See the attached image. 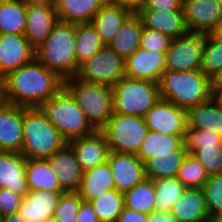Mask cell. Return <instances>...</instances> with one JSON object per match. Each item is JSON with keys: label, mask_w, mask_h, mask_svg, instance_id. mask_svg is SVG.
I'll list each match as a JSON object with an SVG mask.
<instances>
[{"label": "cell", "mask_w": 222, "mask_h": 222, "mask_svg": "<svg viewBox=\"0 0 222 222\" xmlns=\"http://www.w3.org/2000/svg\"><path fill=\"white\" fill-rule=\"evenodd\" d=\"M64 87V79L36 59L2 79L3 101L16 106L41 107Z\"/></svg>", "instance_id": "cell-1"}, {"label": "cell", "mask_w": 222, "mask_h": 222, "mask_svg": "<svg viewBox=\"0 0 222 222\" xmlns=\"http://www.w3.org/2000/svg\"><path fill=\"white\" fill-rule=\"evenodd\" d=\"M160 97L186 111L208 101L212 80L200 70H165L159 80Z\"/></svg>", "instance_id": "cell-2"}, {"label": "cell", "mask_w": 222, "mask_h": 222, "mask_svg": "<svg viewBox=\"0 0 222 222\" xmlns=\"http://www.w3.org/2000/svg\"><path fill=\"white\" fill-rule=\"evenodd\" d=\"M75 24L58 22L35 49V59L62 79L75 77L79 66L75 55Z\"/></svg>", "instance_id": "cell-3"}, {"label": "cell", "mask_w": 222, "mask_h": 222, "mask_svg": "<svg viewBox=\"0 0 222 222\" xmlns=\"http://www.w3.org/2000/svg\"><path fill=\"white\" fill-rule=\"evenodd\" d=\"M23 146L27 159H47L67 142L40 107H23Z\"/></svg>", "instance_id": "cell-4"}, {"label": "cell", "mask_w": 222, "mask_h": 222, "mask_svg": "<svg viewBox=\"0 0 222 222\" xmlns=\"http://www.w3.org/2000/svg\"><path fill=\"white\" fill-rule=\"evenodd\" d=\"M40 108L67 143L96 131L75 98L65 87L50 97Z\"/></svg>", "instance_id": "cell-5"}, {"label": "cell", "mask_w": 222, "mask_h": 222, "mask_svg": "<svg viewBox=\"0 0 222 222\" xmlns=\"http://www.w3.org/2000/svg\"><path fill=\"white\" fill-rule=\"evenodd\" d=\"M64 87L75 98L92 127L100 131L114 114L112 87L84 82L76 77L65 79Z\"/></svg>", "instance_id": "cell-6"}, {"label": "cell", "mask_w": 222, "mask_h": 222, "mask_svg": "<svg viewBox=\"0 0 222 222\" xmlns=\"http://www.w3.org/2000/svg\"><path fill=\"white\" fill-rule=\"evenodd\" d=\"M113 89L114 113L144 117L160 97L159 83L124 76Z\"/></svg>", "instance_id": "cell-7"}, {"label": "cell", "mask_w": 222, "mask_h": 222, "mask_svg": "<svg viewBox=\"0 0 222 222\" xmlns=\"http://www.w3.org/2000/svg\"><path fill=\"white\" fill-rule=\"evenodd\" d=\"M100 131L110 151L137 155L149 130L144 117L114 113Z\"/></svg>", "instance_id": "cell-8"}, {"label": "cell", "mask_w": 222, "mask_h": 222, "mask_svg": "<svg viewBox=\"0 0 222 222\" xmlns=\"http://www.w3.org/2000/svg\"><path fill=\"white\" fill-rule=\"evenodd\" d=\"M125 76V60L105 45L79 65L77 79L88 83L113 86Z\"/></svg>", "instance_id": "cell-9"}, {"label": "cell", "mask_w": 222, "mask_h": 222, "mask_svg": "<svg viewBox=\"0 0 222 222\" xmlns=\"http://www.w3.org/2000/svg\"><path fill=\"white\" fill-rule=\"evenodd\" d=\"M205 34L188 32L172 39L166 51L165 70L192 71L202 68Z\"/></svg>", "instance_id": "cell-10"}, {"label": "cell", "mask_w": 222, "mask_h": 222, "mask_svg": "<svg viewBox=\"0 0 222 222\" xmlns=\"http://www.w3.org/2000/svg\"><path fill=\"white\" fill-rule=\"evenodd\" d=\"M149 131L171 135H185L188 121L187 111L160 98L144 116Z\"/></svg>", "instance_id": "cell-11"}, {"label": "cell", "mask_w": 222, "mask_h": 222, "mask_svg": "<svg viewBox=\"0 0 222 222\" xmlns=\"http://www.w3.org/2000/svg\"><path fill=\"white\" fill-rule=\"evenodd\" d=\"M182 8L189 32L209 34L222 22L218 0H183Z\"/></svg>", "instance_id": "cell-12"}, {"label": "cell", "mask_w": 222, "mask_h": 222, "mask_svg": "<svg viewBox=\"0 0 222 222\" xmlns=\"http://www.w3.org/2000/svg\"><path fill=\"white\" fill-rule=\"evenodd\" d=\"M35 59V48L24 35L0 34V79Z\"/></svg>", "instance_id": "cell-13"}, {"label": "cell", "mask_w": 222, "mask_h": 222, "mask_svg": "<svg viewBox=\"0 0 222 222\" xmlns=\"http://www.w3.org/2000/svg\"><path fill=\"white\" fill-rule=\"evenodd\" d=\"M107 161L119 192L124 193L146 179L145 163L137 155L110 151Z\"/></svg>", "instance_id": "cell-14"}, {"label": "cell", "mask_w": 222, "mask_h": 222, "mask_svg": "<svg viewBox=\"0 0 222 222\" xmlns=\"http://www.w3.org/2000/svg\"><path fill=\"white\" fill-rule=\"evenodd\" d=\"M166 52L138 48L125 60V76L158 83L165 71Z\"/></svg>", "instance_id": "cell-15"}, {"label": "cell", "mask_w": 222, "mask_h": 222, "mask_svg": "<svg viewBox=\"0 0 222 222\" xmlns=\"http://www.w3.org/2000/svg\"><path fill=\"white\" fill-rule=\"evenodd\" d=\"M64 192H78L83 171L71 146L67 143L47 158Z\"/></svg>", "instance_id": "cell-16"}, {"label": "cell", "mask_w": 222, "mask_h": 222, "mask_svg": "<svg viewBox=\"0 0 222 222\" xmlns=\"http://www.w3.org/2000/svg\"><path fill=\"white\" fill-rule=\"evenodd\" d=\"M23 107L0 103V151L21 153Z\"/></svg>", "instance_id": "cell-17"}, {"label": "cell", "mask_w": 222, "mask_h": 222, "mask_svg": "<svg viewBox=\"0 0 222 222\" xmlns=\"http://www.w3.org/2000/svg\"><path fill=\"white\" fill-rule=\"evenodd\" d=\"M68 144L74 151L83 173L106 162L110 152L106 138L101 131L74 139Z\"/></svg>", "instance_id": "cell-18"}, {"label": "cell", "mask_w": 222, "mask_h": 222, "mask_svg": "<svg viewBox=\"0 0 222 222\" xmlns=\"http://www.w3.org/2000/svg\"><path fill=\"white\" fill-rule=\"evenodd\" d=\"M59 22L56 9L48 5H27L24 36L36 49Z\"/></svg>", "instance_id": "cell-19"}, {"label": "cell", "mask_w": 222, "mask_h": 222, "mask_svg": "<svg viewBox=\"0 0 222 222\" xmlns=\"http://www.w3.org/2000/svg\"><path fill=\"white\" fill-rule=\"evenodd\" d=\"M64 192L29 191L22 197L18 213L27 222H48L53 219L56 206Z\"/></svg>", "instance_id": "cell-20"}, {"label": "cell", "mask_w": 222, "mask_h": 222, "mask_svg": "<svg viewBox=\"0 0 222 222\" xmlns=\"http://www.w3.org/2000/svg\"><path fill=\"white\" fill-rule=\"evenodd\" d=\"M27 158L21 153L0 151V188H6L20 196L29 192L26 180Z\"/></svg>", "instance_id": "cell-21"}, {"label": "cell", "mask_w": 222, "mask_h": 222, "mask_svg": "<svg viewBox=\"0 0 222 222\" xmlns=\"http://www.w3.org/2000/svg\"><path fill=\"white\" fill-rule=\"evenodd\" d=\"M137 14L144 28L159 31L172 39L189 32L183 10H139Z\"/></svg>", "instance_id": "cell-22"}, {"label": "cell", "mask_w": 222, "mask_h": 222, "mask_svg": "<svg viewBox=\"0 0 222 222\" xmlns=\"http://www.w3.org/2000/svg\"><path fill=\"white\" fill-rule=\"evenodd\" d=\"M170 212L177 222L211 221L201 188H187Z\"/></svg>", "instance_id": "cell-23"}, {"label": "cell", "mask_w": 222, "mask_h": 222, "mask_svg": "<svg viewBox=\"0 0 222 222\" xmlns=\"http://www.w3.org/2000/svg\"><path fill=\"white\" fill-rule=\"evenodd\" d=\"M131 14L127 8L105 3L90 23L99 34L102 43L108 46Z\"/></svg>", "instance_id": "cell-24"}, {"label": "cell", "mask_w": 222, "mask_h": 222, "mask_svg": "<svg viewBox=\"0 0 222 222\" xmlns=\"http://www.w3.org/2000/svg\"><path fill=\"white\" fill-rule=\"evenodd\" d=\"M105 3V0H58L55 9L60 22L84 24L90 23Z\"/></svg>", "instance_id": "cell-25"}, {"label": "cell", "mask_w": 222, "mask_h": 222, "mask_svg": "<svg viewBox=\"0 0 222 222\" xmlns=\"http://www.w3.org/2000/svg\"><path fill=\"white\" fill-rule=\"evenodd\" d=\"M111 189H115L114 179L106 161L83 173L78 193L83 201L90 202Z\"/></svg>", "instance_id": "cell-26"}, {"label": "cell", "mask_w": 222, "mask_h": 222, "mask_svg": "<svg viewBox=\"0 0 222 222\" xmlns=\"http://www.w3.org/2000/svg\"><path fill=\"white\" fill-rule=\"evenodd\" d=\"M142 31L143 23L140 16L132 13L108 46L126 60L140 47Z\"/></svg>", "instance_id": "cell-27"}, {"label": "cell", "mask_w": 222, "mask_h": 222, "mask_svg": "<svg viewBox=\"0 0 222 222\" xmlns=\"http://www.w3.org/2000/svg\"><path fill=\"white\" fill-rule=\"evenodd\" d=\"M188 128L209 131L222 136V108L210 98L187 111Z\"/></svg>", "instance_id": "cell-28"}, {"label": "cell", "mask_w": 222, "mask_h": 222, "mask_svg": "<svg viewBox=\"0 0 222 222\" xmlns=\"http://www.w3.org/2000/svg\"><path fill=\"white\" fill-rule=\"evenodd\" d=\"M184 136L148 131L137 156L145 163L155 154H173V150H186Z\"/></svg>", "instance_id": "cell-29"}, {"label": "cell", "mask_w": 222, "mask_h": 222, "mask_svg": "<svg viewBox=\"0 0 222 222\" xmlns=\"http://www.w3.org/2000/svg\"><path fill=\"white\" fill-rule=\"evenodd\" d=\"M25 174L29 191L64 192L47 159H27Z\"/></svg>", "instance_id": "cell-30"}, {"label": "cell", "mask_w": 222, "mask_h": 222, "mask_svg": "<svg viewBox=\"0 0 222 222\" xmlns=\"http://www.w3.org/2000/svg\"><path fill=\"white\" fill-rule=\"evenodd\" d=\"M187 150H173V154H155L145 162L146 178L151 180L176 177Z\"/></svg>", "instance_id": "cell-31"}, {"label": "cell", "mask_w": 222, "mask_h": 222, "mask_svg": "<svg viewBox=\"0 0 222 222\" xmlns=\"http://www.w3.org/2000/svg\"><path fill=\"white\" fill-rule=\"evenodd\" d=\"M27 5L20 0H0V34L24 35Z\"/></svg>", "instance_id": "cell-32"}, {"label": "cell", "mask_w": 222, "mask_h": 222, "mask_svg": "<svg viewBox=\"0 0 222 222\" xmlns=\"http://www.w3.org/2000/svg\"><path fill=\"white\" fill-rule=\"evenodd\" d=\"M124 194V207L150 214L155 211V187L151 179H144Z\"/></svg>", "instance_id": "cell-33"}, {"label": "cell", "mask_w": 222, "mask_h": 222, "mask_svg": "<svg viewBox=\"0 0 222 222\" xmlns=\"http://www.w3.org/2000/svg\"><path fill=\"white\" fill-rule=\"evenodd\" d=\"M75 38V55L78 66L105 46L91 23L75 24Z\"/></svg>", "instance_id": "cell-34"}, {"label": "cell", "mask_w": 222, "mask_h": 222, "mask_svg": "<svg viewBox=\"0 0 222 222\" xmlns=\"http://www.w3.org/2000/svg\"><path fill=\"white\" fill-rule=\"evenodd\" d=\"M155 187V210L170 212L177 199L187 189L177 177L153 180Z\"/></svg>", "instance_id": "cell-35"}, {"label": "cell", "mask_w": 222, "mask_h": 222, "mask_svg": "<svg viewBox=\"0 0 222 222\" xmlns=\"http://www.w3.org/2000/svg\"><path fill=\"white\" fill-rule=\"evenodd\" d=\"M90 203L100 222H116L124 208V194L111 189Z\"/></svg>", "instance_id": "cell-36"}, {"label": "cell", "mask_w": 222, "mask_h": 222, "mask_svg": "<svg viewBox=\"0 0 222 222\" xmlns=\"http://www.w3.org/2000/svg\"><path fill=\"white\" fill-rule=\"evenodd\" d=\"M176 177L186 188H202L209 175L194 155L187 154Z\"/></svg>", "instance_id": "cell-37"}, {"label": "cell", "mask_w": 222, "mask_h": 222, "mask_svg": "<svg viewBox=\"0 0 222 222\" xmlns=\"http://www.w3.org/2000/svg\"><path fill=\"white\" fill-rule=\"evenodd\" d=\"M222 69V42L205 34L201 70L213 80Z\"/></svg>", "instance_id": "cell-38"}, {"label": "cell", "mask_w": 222, "mask_h": 222, "mask_svg": "<svg viewBox=\"0 0 222 222\" xmlns=\"http://www.w3.org/2000/svg\"><path fill=\"white\" fill-rule=\"evenodd\" d=\"M184 146L187 154L193 155L201 147L222 146V136L209 131L187 127L184 136Z\"/></svg>", "instance_id": "cell-39"}, {"label": "cell", "mask_w": 222, "mask_h": 222, "mask_svg": "<svg viewBox=\"0 0 222 222\" xmlns=\"http://www.w3.org/2000/svg\"><path fill=\"white\" fill-rule=\"evenodd\" d=\"M82 201L78 192H64L55 208L53 219L57 222H75Z\"/></svg>", "instance_id": "cell-40"}, {"label": "cell", "mask_w": 222, "mask_h": 222, "mask_svg": "<svg viewBox=\"0 0 222 222\" xmlns=\"http://www.w3.org/2000/svg\"><path fill=\"white\" fill-rule=\"evenodd\" d=\"M210 218L222 210V174L210 175L201 188Z\"/></svg>", "instance_id": "cell-41"}, {"label": "cell", "mask_w": 222, "mask_h": 222, "mask_svg": "<svg viewBox=\"0 0 222 222\" xmlns=\"http://www.w3.org/2000/svg\"><path fill=\"white\" fill-rule=\"evenodd\" d=\"M207 174H222V146L201 147L193 154Z\"/></svg>", "instance_id": "cell-42"}, {"label": "cell", "mask_w": 222, "mask_h": 222, "mask_svg": "<svg viewBox=\"0 0 222 222\" xmlns=\"http://www.w3.org/2000/svg\"><path fill=\"white\" fill-rule=\"evenodd\" d=\"M171 41L172 38L168 35L143 27L140 48L151 51L166 52L169 49Z\"/></svg>", "instance_id": "cell-43"}, {"label": "cell", "mask_w": 222, "mask_h": 222, "mask_svg": "<svg viewBox=\"0 0 222 222\" xmlns=\"http://www.w3.org/2000/svg\"><path fill=\"white\" fill-rule=\"evenodd\" d=\"M22 197L9 189L0 188V217L17 213Z\"/></svg>", "instance_id": "cell-44"}, {"label": "cell", "mask_w": 222, "mask_h": 222, "mask_svg": "<svg viewBox=\"0 0 222 222\" xmlns=\"http://www.w3.org/2000/svg\"><path fill=\"white\" fill-rule=\"evenodd\" d=\"M183 0H144L140 10H183Z\"/></svg>", "instance_id": "cell-45"}, {"label": "cell", "mask_w": 222, "mask_h": 222, "mask_svg": "<svg viewBox=\"0 0 222 222\" xmlns=\"http://www.w3.org/2000/svg\"><path fill=\"white\" fill-rule=\"evenodd\" d=\"M116 222H149V215L124 207Z\"/></svg>", "instance_id": "cell-46"}, {"label": "cell", "mask_w": 222, "mask_h": 222, "mask_svg": "<svg viewBox=\"0 0 222 222\" xmlns=\"http://www.w3.org/2000/svg\"><path fill=\"white\" fill-rule=\"evenodd\" d=\"M75 222H100L90 202L82 201Z\"/></svg>", "instance_id": "cell-47"}, {"label": "cell", "mask_w": 222, "mask_h": 222, "mask_svg": "<svg viewBox=\"0 0 222 222\" xmlns=\"http://www.w3.org/2000/svg\"><path fill=\"white\" fill-rule=\"evenodd\" d=\"M144 0H105L106 3L129 9L132 13H137L142 7Z\"/></svg>", "instance_id": "cell-48"}, {"label": "cell", "mask_w": 222, "mask_h": 222, "mask_svg": "<svg viewBox=\"0 0 222 222\" xmlns=\"http://www.w3.org/2000/svg\"><path fill=\"white\" fill-rule=\"evenodd\" d=\"M149 222H177L168 211H154L149 214Z\"/></svg>", "instance_id": "cell-49"}, {"label": "cell", "mask_w": 222, "mask_h": 222, "mask_svg": "<svg viewBox=\"0 0 222 222\" xmlns=\"http://www.w3.org/2000/svg\"><path fill=\"white\" fill-rule=\"evenodd\" d=\"M211 98L222 108V84H212Z\"/></svg>", "instance_id": "cell-50"}, {"label": "cell", "mask_w": 222, "mask_h": 222, "mask_svg": "<svg viewBox=\"0 0 222 222\" xmlns=\"http://www.w3.org/2000/svg\"><path fill=\"white\" fill-rule=\"evenodd\" d=\"M26 5H48L56 8L58 0H20Z\"/></svg>", "instance_id": "cell-51"}, {"label": "cell", "mask_w": 222, "mask_h": 222, "mask_svg": "<svg viewBox=\"0 0 222 222\" xmlns=\"http://www.w3.org/2000/svg\"><path fill=\"white\" fill-rule=\"evenodd\" d=\"M0 222H27L18 212L0 217Z\"/></svg>", "instance_id": "cell-52"}, {"label": "cell", "mask_w": 222, "mask_h": 222, "mask_svg": "<svg viewBox=\"0 0 222 222\" xmlns=\"http://www.w3.org/2000/svg\"><path fill=\"white\" fill-rule=\"evenodd\" d=\"M210 34L217 40L222 42V22L218 24Z\"/></svg>", "instance_id": "cell-53"}, {"label": "cell", "mask_w": 222, "mask_h": 222, "mask_svg": "<svg viewBox=\"0 0 222 222\" xmlns=\"http://www.w3.org/2000/svg\"><path fill=\"white\" fill-rule=\"evenodd\" d=\"M212 222H222V210H220L218 213H216L212 218Z\"/></svg>", "instance_id": "cell-54"}, {"label": "cell", "mask_w": 222, "mask_h": 222, "mask_svg": "<svg viewBox=\"0 0 222 222\" xmlns=\"http://www.w3.org/2000/svg\"><path fill=\"white\" fill-rule=\"evenodd\" d=\"M212 84H222V69L217 76L212 80Z\"/></svg>", "instance_id": "cell-55"}, {"label": "cell", "mask_w": 222, "mask_h": 222, "mask_svg": "<svg viewBox=\"0 0 222 222\" xmlns=\"http://www.w3.org/2000/svg\"><path fill=\"white\" fill-rule=\"evenodd\" d=\"M3 101L2 80L0 79V103Z\"/></svg>", "instance_id": "cell-56"}, {"label": "cell", "mask_w": 222, "mask_h": 222, "mask_svg": "<svg viewBox=\"0 0 222 222\" xmlns=\"http://www.w3.org/2000/svg\"><path fill=\"white\" fill-rule=\"evenodd\" d=\"M48 222H57V221H55L54 219H51L50 221H48Z\"/></svg>", "instance_id": "cell-57"}]
</instances>
